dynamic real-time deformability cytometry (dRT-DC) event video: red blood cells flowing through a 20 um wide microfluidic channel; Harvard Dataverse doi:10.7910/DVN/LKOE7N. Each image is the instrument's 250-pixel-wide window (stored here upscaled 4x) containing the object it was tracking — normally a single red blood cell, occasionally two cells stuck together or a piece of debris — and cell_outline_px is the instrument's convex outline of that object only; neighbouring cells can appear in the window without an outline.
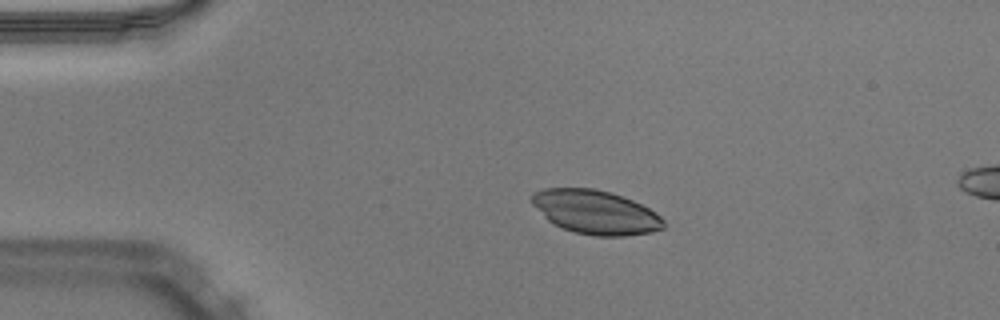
{"species": "Egyptian fruit bat (a non-hibernating species)", "species_latin": "Rousettus aegyptiacus", "temperature_condition": "warm", "stored_images_in_passage": 16, "camera_frame_rate_fps": 3000, "um_per_image_px": 0.085, "animal": {"sex": "male"}, "frame": {"image": 1, "passage_image": 1, "time_ms": 0.0, "image_size_px": [1000, 320], "cell_outline_px": [[664, 228], [652, 232], [624, 236], [596, 236], [576, 232], [564, 228], [548, 220], [532, 204], [532, 192], [544, 188], [596, 188], [632, 200], [656, 212], [664, 220]], "centroid_in_image_um": [50.63, 18.03], "position_along_channel_um": 34.4, "area_um2": 33.41}}
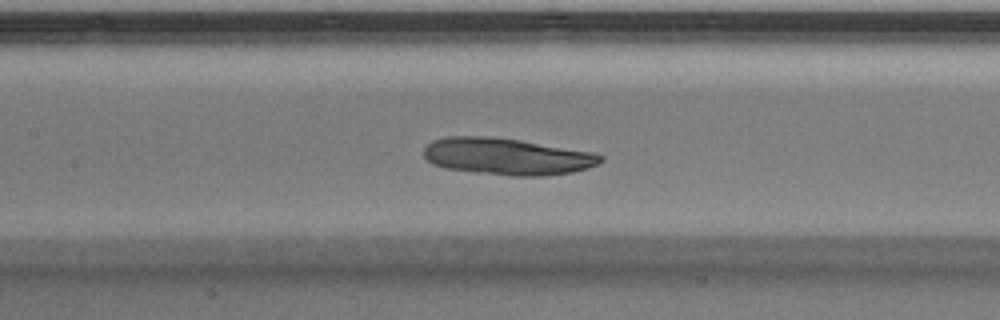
{"frame": {"image": 2, "passage_image": 14, "time_ms": 4.333, "image_size_px": [1000, 320], "cell_outline_px": [[604, 160], [588, 168], [572, 172], [544, 176], [512, 176], [476, 172], [448, 168], [432, 164], [424, 156], [424, 148], [432, 140], [444, 136], [488, 136], [520, 140], [592, 152], [604, 156]], "centroid_in_image_um": [43.09, 13.29], "position_along_channel_um": 164.3, "area_um2": 37.86}}